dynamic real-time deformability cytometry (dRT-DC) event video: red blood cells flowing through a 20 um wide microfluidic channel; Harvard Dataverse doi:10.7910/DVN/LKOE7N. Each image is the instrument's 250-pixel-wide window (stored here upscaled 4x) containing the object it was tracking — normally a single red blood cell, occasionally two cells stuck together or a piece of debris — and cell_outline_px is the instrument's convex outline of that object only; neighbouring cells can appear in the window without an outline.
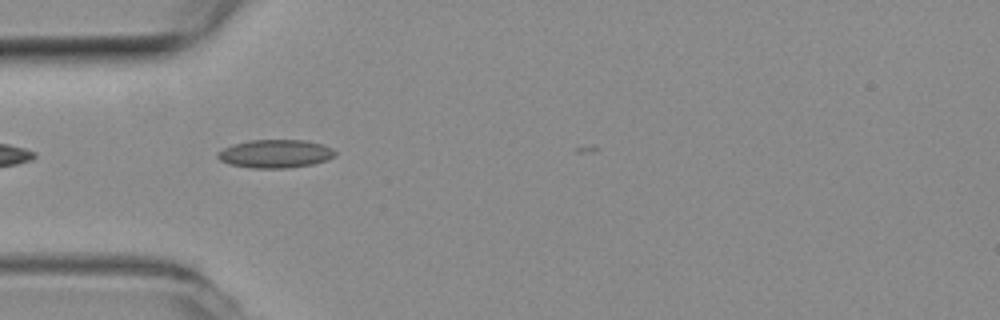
{"species": "common noctule bat (a hibernating species)", "species_latin": "Nyctalus noctula", "temperature_condition": "room temperature", "stored_images_in_passage": 5, "camera_frame_rate_fps": 3000, "um_per_image_px": 0.085, "animal": {"sex": "female", "body_mass_g": 19.3, "forearm_length_mm": 54.1}, "frame": {"image": 1, "passage_image": 1, "time_ms": 0.0, "image_size_px": [1000, 320], "cell_outline_px": [[336, 156], [328, 160], [312, 164], [288, 168], [252, 168], [228, 164], [220, 160], [216, 156], [216, 152], [232, 144], [248, 140], [308, 140], [324, 144], [332, 148], [336, 152]], "centroid_in_image_um": [23.41, 13.06], "position_along_channel_um": 61.6, "area_um2": 19.65}}
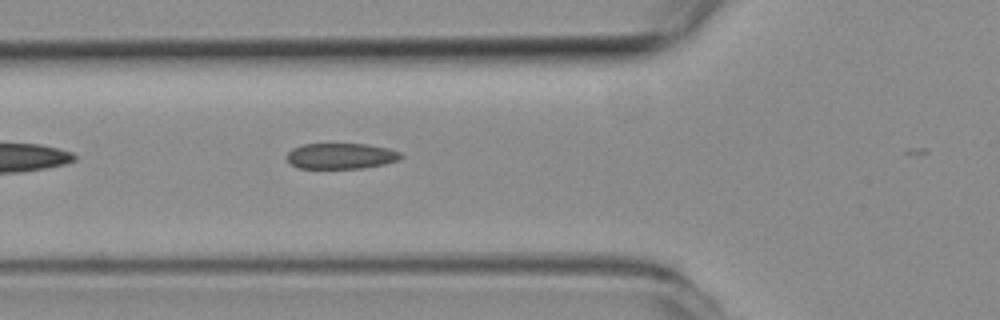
{"frame": {"image": 2, "passage_image": 4, "time_ms": 1.0, "image_size_px": [1000, 320], "cell_outline_px": [[404, 156], [400, 160], [384, 164], [364, 168], [296, 168], [288, 160], [288, 152], [292, 148], [304, 144], [368, 144], [388, 148], [400, 152]], "centroid_in_image_um": [29.02, 13.26], "position_along_channel_um": 96.8, "area_um2": 17.17}}